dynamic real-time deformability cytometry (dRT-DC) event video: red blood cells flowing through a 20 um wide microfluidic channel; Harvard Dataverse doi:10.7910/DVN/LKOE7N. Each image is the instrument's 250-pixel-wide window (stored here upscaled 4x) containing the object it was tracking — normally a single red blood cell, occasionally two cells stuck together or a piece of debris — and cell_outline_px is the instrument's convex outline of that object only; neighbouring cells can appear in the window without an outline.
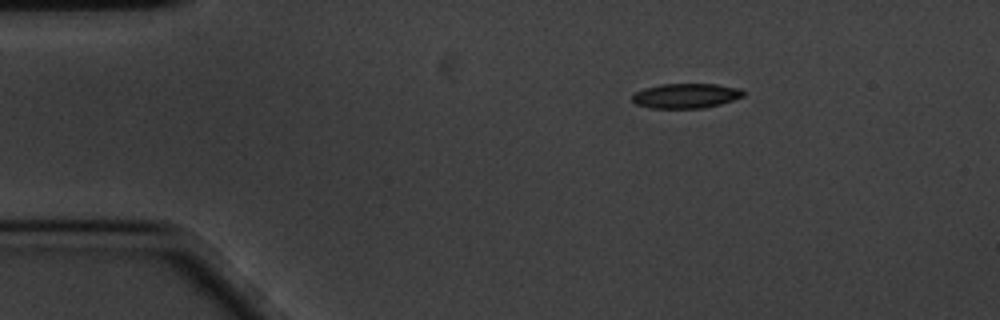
{"species": "common noctule bat (a hibernating species)", "species_latin": "Nyctalus noctula", "temperature_condition": "cold", "stored_images_in_passage": 50, "camera_frame_rate_fps": 3000, "um_per_image_px": 0.085, "animal": {"sex": "male", "body_mass_g": 20.1, "forearm_length_mm": 53.5}, "frame": {"image": 1, "passage_image": 1, "time_ms": 0.0, "image_size_px": [1000, 320], "cell_outline_px": [[744, 96], [720, 104], [704, 108], [652, 108], [636, 104], [632, 100], [632, 96], [636, 92], [644, 88], [660, 84], [716, 84], [740, 88], [744, 92]], "centroid_in_image_um": [58.3, 8.14], "position_along_channel_um": 26.7, "area_um2": 16.01}}
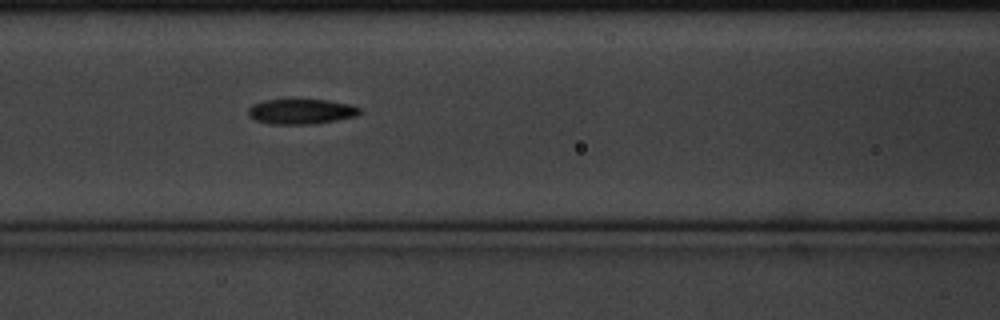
{"frame": {"image": 2, "passage_image": 16, "time_ms": 5.0, "image_size_px": [1000, 320], "cell_outline_px": [[360, 112], [356, 116], [336, 120], [312, 124], [272, 124], [256, 120], [248, 116], [248, 108], [252, 104], [264, 100], [328, 100], [348, 104], [360, 108]], "centroid_in_image_um": [25.56, 9.48], "position_along_channel_um": 141.0, "area_um2": 16.18}}
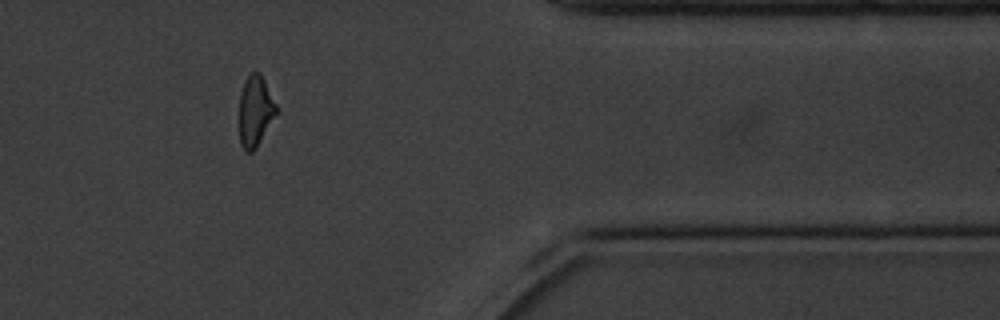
{"frame": {"image": 3, "passage_image": 40, "time_ms": 13.0, "image_size_px": [1000, 320], "cell_outline_px": [[276, 112], [256, 148], [252, 152], [244, 152], [240, 144], [240, 92], [244, 80], [252, 72], [260, 72], [276, 104]], "centroid_in_image_um": [21.67, 9.44], "position_along_channel_um": 389.7, "area_um2": 14.97}, "authors_computed_cell_mechanics": {"area_um2": 16.0684, "velocity_mm_per_s": 3.3882, "shape_relaxation_time_tau1_ms": 4.1333, "shape_relaxation_time_tau2_ms": 4.6749, "deformation_change_tau1": 0.1681, "deformation_change_tau2": 0.1309}}